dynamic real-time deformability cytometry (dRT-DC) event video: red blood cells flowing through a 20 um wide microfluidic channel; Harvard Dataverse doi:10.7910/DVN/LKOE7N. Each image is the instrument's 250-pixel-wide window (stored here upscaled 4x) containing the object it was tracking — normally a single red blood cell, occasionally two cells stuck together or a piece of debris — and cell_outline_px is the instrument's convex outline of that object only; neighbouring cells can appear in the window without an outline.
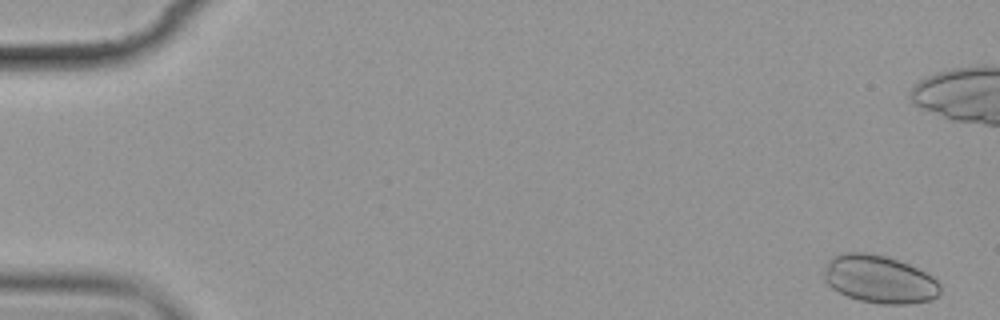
{"species": "common noctule bat (a hibernating species)", "species_latin": "Nyctalus noctula", "temperature_condition": "cold", "stored_images_in_passage": 7, "camera_frame_rate_fps": 3000, "um_per_image_px": 0.085, "animal": {"sex": "female", "body_mass_g": 19.9}, "frame": {"image": 1, "passage_image": 1, "time_ms": 0.0, "image_size_px": [1000, 320], "cell_outline_px": [[940, 292], [932, 300], [908, 304], [880, 304], [860, 300], [848, 296], [832, 288], [824, 280], [824, 268], [832, 256], [844, 252], [864, 252], [884, 256], [908, 264], [932, 276], [940, 284]], "centroid_in_image_um": [74.73, 23.74], "position_along_channel_um": 10.3, "area_um2": 32.25}}